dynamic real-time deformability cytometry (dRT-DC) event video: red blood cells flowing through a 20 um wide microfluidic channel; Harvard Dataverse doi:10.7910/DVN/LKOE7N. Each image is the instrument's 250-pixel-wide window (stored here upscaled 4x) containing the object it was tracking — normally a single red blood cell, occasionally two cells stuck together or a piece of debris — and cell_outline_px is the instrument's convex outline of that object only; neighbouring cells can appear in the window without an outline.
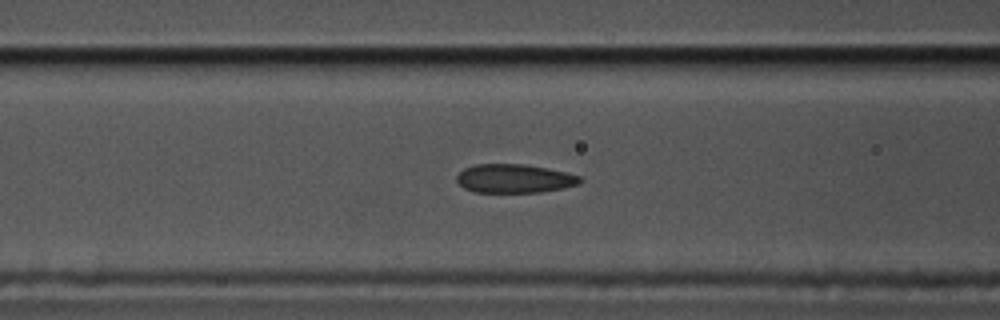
{"species": "common noctule bat (a hibernating species)", "species_latin": "Nyctalus noctula", "temperature_condition": "cold", "stored_images_in_passage": 38, "camera_frame_rate_fps": 3000, "um_per_image_px": 0.085, "animal": {"sex": "male", "body_mass_g": 17.5, "forearm_length_mm": 52.3}, "frame": {"image": 1, "passage_image": 11, "time_ms": 3.333, "image_size_px": [1000, 320], "cell_outline_px": [[580, 184], [540, 192], [476, 192], [464, 188], [456, 180], [456, 176], [464, 168], [476, 164], [524, 164], [548, 168], [580, 176]], "centroid_in_image_um": [43.69, 15.17], "position_along_channel_um": 122.9, "area_um2": 20.46}}
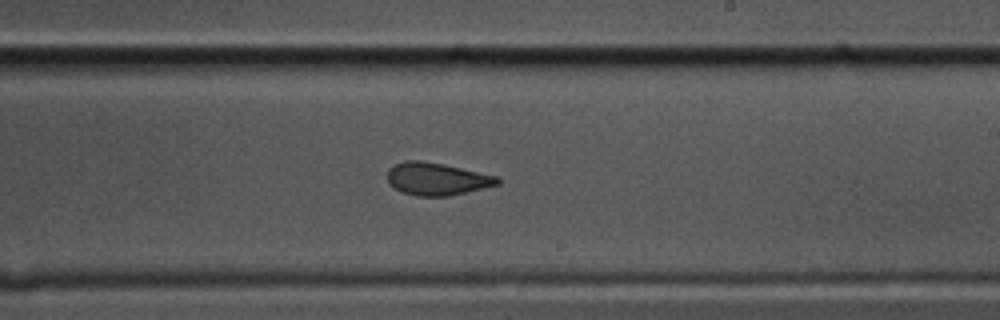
{"frame": {"image": 2, "passage_image": 22, "time_ms": 7.0, "image_size_px": [1000, 320], "cell_outline_px": [[500, 184], [448, 196], [416, 196], [404, 192], [396, 188], [388, 180], [388, 168], [404, 160], [420, 160], [460, 168], [496, 176], [500, 180]], "centroid_in_image_um": [37.12, 15.21], "position_along_channel_um": 251.9, "area_um2": 20.4}}
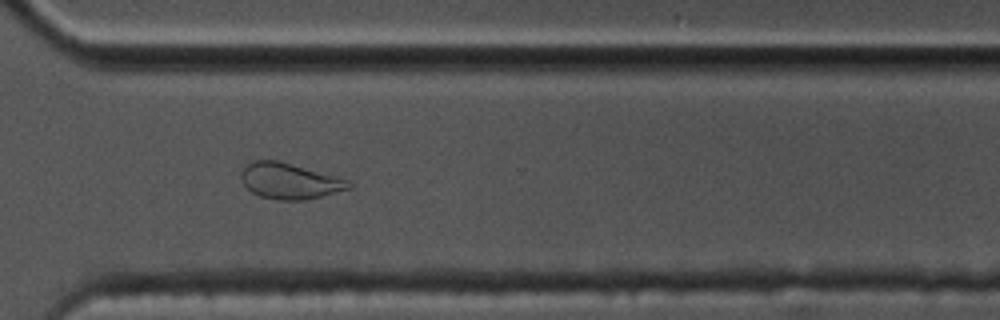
{"frame": {"image": 3, "passage_image": 30, "time_ms": 9.667, "image_size_px": [1000, 320], "cell_outline_px": [[352, 188], [304, 200], [280, 200], [260, 196], [252, 192], [244, 184], [240, 176], [240, 172], [248, 164], [256, 160], [280, 160], [348, 180], [352, 184]], "centroid_in_image_um": [24.61, 15.38], "position_along_channel_um": 346.0, "area_um2": 22.25}, "authors_computed_cell_mechanics": {"area_um2": 21.1837, "velocity_mm_per_s": 3.5244, "shape_relaxation_time_tau1_ms": null, "shape_relaxation_time_tau2_ms": 1.6164, "deformation_change_tau1": null, "deformation_change_tau2": 0.0683}}